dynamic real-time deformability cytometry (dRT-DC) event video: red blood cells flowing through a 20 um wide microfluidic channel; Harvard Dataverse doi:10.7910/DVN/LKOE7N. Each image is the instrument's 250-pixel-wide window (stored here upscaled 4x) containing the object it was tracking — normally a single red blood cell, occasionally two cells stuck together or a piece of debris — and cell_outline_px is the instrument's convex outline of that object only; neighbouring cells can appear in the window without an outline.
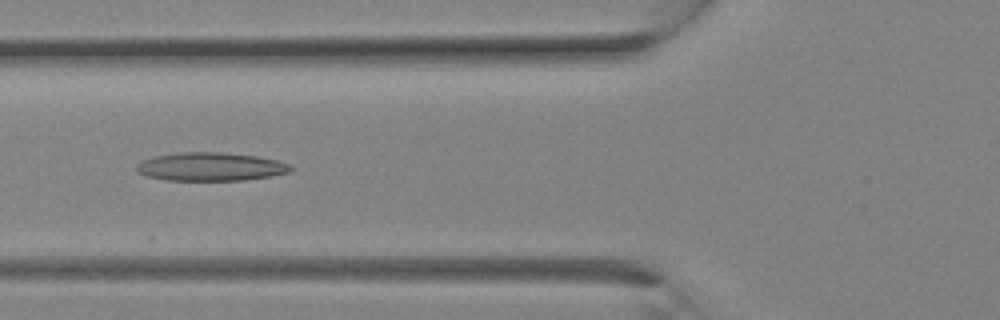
{"species": "Egyptian fruit bat (a non-hibernating species)", "species_latin": "Rousettus aegyptiacus", "temperature_condition": "room temperature", "stored_images_in_passage": 13, "camera_frame_rate_fps": 3000, "um_per_image_px": 0.085, "animal": {"sex": "female"}, "frame": {"image": 1, "passage_image": 10, "time_ms": 3.0, "image_size_px": [1000, 320], "cell_outline_px": [[292, 168], [288, 172], [272, 176], [244, 180], [164, 180], [148, 176], [140, 172], [136, 168], [136, 164], [152, 156], [176, 152], [220, 152], [256, 156], [276, 160], [292, 164]], "centroid_in_image_um": [17.9, 14.16], "position_along_channel_um": 107.9, "area_um2": 25.49}}
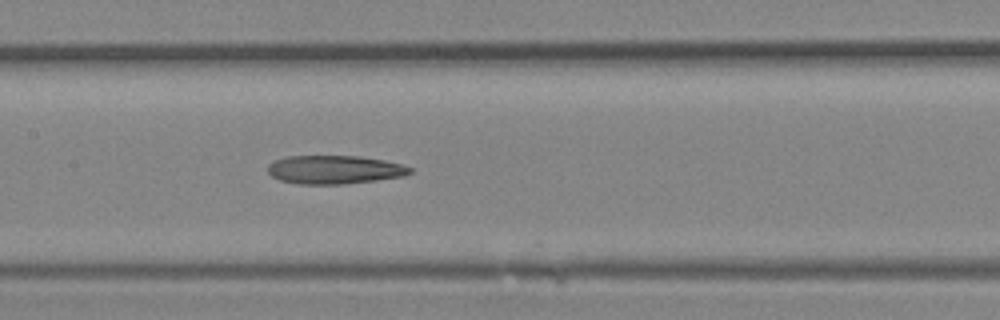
{"frame": {"image": 2, "passage_image": 13, "time_ms": 4.0, "image_size_px": [1000, 320], "cell_outline_px": [[412, 172], [404, 176], [376, 180], [344, 184], [296, 184], [280, 180], [272, 176], [268, 172], [268, 164], [276, 160], [288, 156], [360, 156], [384, 160], [400, 164], [412, 168]], "centroid_in_image_um": [28.43, 14.42], "position_along_channel_um": 179.0, "area_um2": 23.58}}